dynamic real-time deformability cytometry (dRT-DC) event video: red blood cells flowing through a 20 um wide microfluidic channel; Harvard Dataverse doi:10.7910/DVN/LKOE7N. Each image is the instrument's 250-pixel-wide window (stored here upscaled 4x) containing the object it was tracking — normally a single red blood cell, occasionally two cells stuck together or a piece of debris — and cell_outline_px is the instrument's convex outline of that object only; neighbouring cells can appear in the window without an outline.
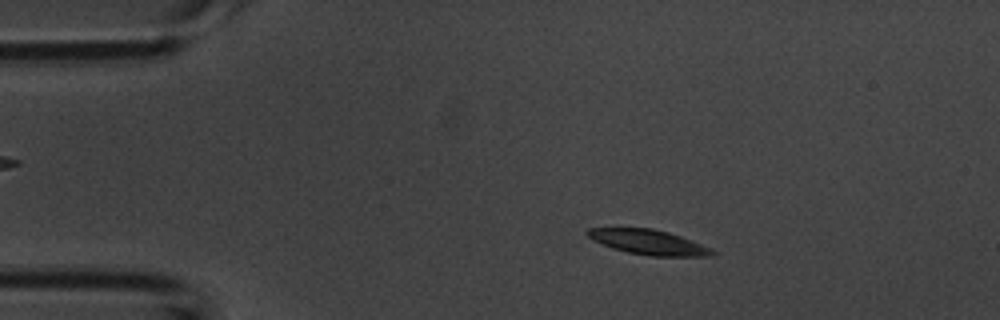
{"species": "common noctule bat (a hibernating species)", "species_latin": "Nyctalus noctula", "temperature_condition": "room temperature", "stored_images_in_passage": 53, "camera_frame_rate_fps": 3000, "um_per_image_px": 0.085, "animal": {"sex": "male", "body_mass_g": 20.1, "forearm_length_mm": 53.5}, "frame": {"image": 1, "passage_image": 9, "time_ms": 2.667, "image_size_px": [1000, 320], "cell_outline_px": [[716, 252], [712, 256], [648, 256], [628, 252], [612, 248], [592, 240], [584, 232], [588, 228], [652, 228], [668, 232], [680, 236], [712, 248]], "centroid_in_image_um": [55.11, 20.58], "position_along_channel_um": 29.9, "area_um2": 18.09}}
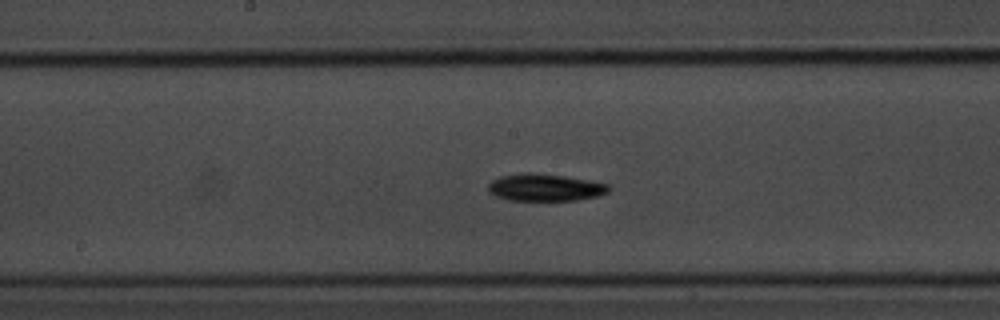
{"frame": {"image": 2, "passage_image": 27, "time_ms": 8.667, "image_size_px": [1000, 320], "cell_outline_px": [[608, 192], [596, 196], [576, 200], [508, 200], [496, 196], [488, 192], [488, 184], [492, 180], [500, 176], [524, 172], [532, 172], [564, 176], [588, 180], [608, 184]], "centroid_in_image_um": [46.27, 15.92], "position_along_channel_um": 201.9, "area_um2": 19.02}}
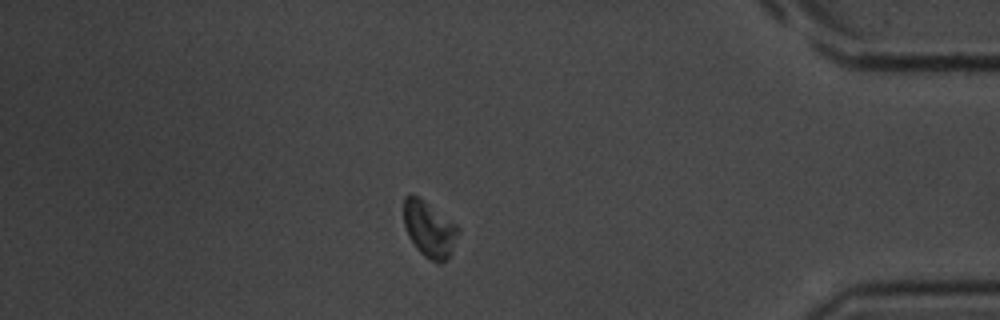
{"frame": {"image": 3, "passage_image": 46, "time_ms": 15.0, "image_size_px": [1000, 320], "cell_outline_px": [[460, 232], [448, 256], [440, 264], [428, 260], [416, 248], [408, 236], [404, 224], [404, 196], [412, 192], [456, 224], [460, 228]], "centroid_in_image_um": [36.47, 19.47], "position_along_channel_um": 398.7, "area_um2": 17.69}, "authors_computed_cell_mechanics": {"area_um2": 18.207, "velocity_mm_per_s": 3.6906, "shape_relaxation_time_tau1_ms": 4.4702, "shape_relaxation_time_tau2_ms": null, "deformation_change_tau1": 0.1381, "deformation_change_tau2": null}}